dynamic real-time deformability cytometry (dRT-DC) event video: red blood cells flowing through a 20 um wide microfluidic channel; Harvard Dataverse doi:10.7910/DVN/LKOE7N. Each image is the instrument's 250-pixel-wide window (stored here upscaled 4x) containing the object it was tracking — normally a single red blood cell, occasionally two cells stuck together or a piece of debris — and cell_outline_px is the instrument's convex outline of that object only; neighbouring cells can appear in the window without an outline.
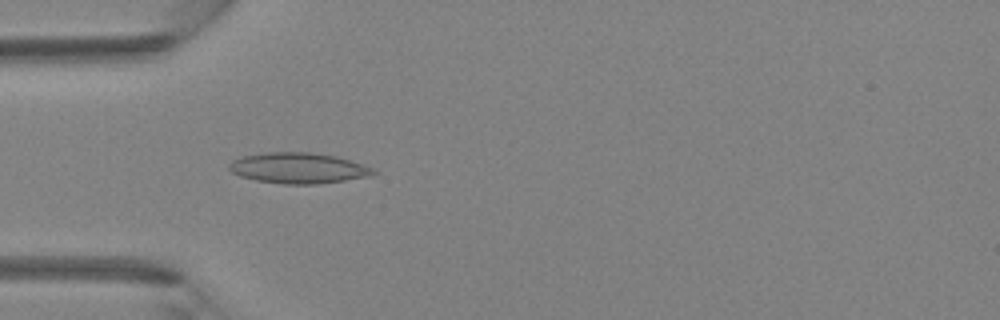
{"species": "Egyptian fruit bat (a non-hibernating species)", "species_latin": "Rousettus aegyptiacus", "temperature_condition": "room temperature", "stored_images_in_passage": 43, "camera_frame_rate_fps": 3000, "um_per_image_px": 0.085, "animal": {"sex": "female"}, "frame": {"image": 1, "passage_image": 13, "time_ms": 4.0, "image_size_px": [1000, 320], "cell_outline_px": [[380, 172], [368, 176], [344, 180], [316, 184], [284, 184], [256, 180], [240, 176], [232, 172], [228, 168], [228, 164], [232, 160], [244, 156], [268, 152], [308, 152], [336, 156], [372, 168]], "centroid_in_image_um": [25.33, 14.29], "position_along_channel_um": 59.7, "area_um2": 25.55}}
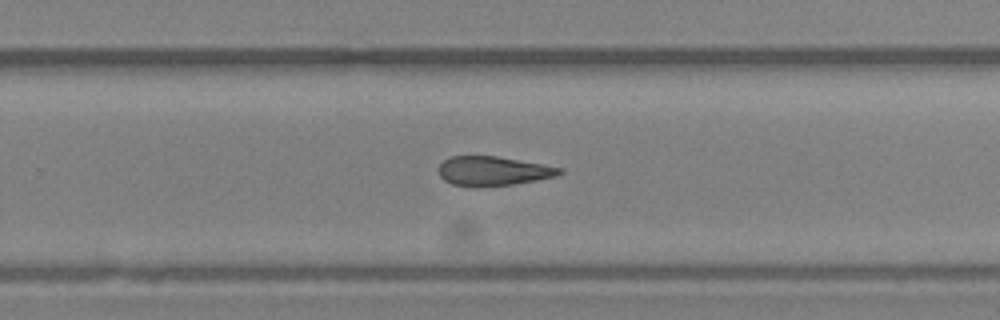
{"frame": {"image": 2, "passage_image": 28, "time_ms": 9.0, "image_size_px": [1000, 320], "cell_outline_px": [[564, 172], [556, 176], [536, 180], [512, 184], [476, 188], [452, 184], [444, 180], [440, 176], [440, 164], [444, 160], [452, 156], [496, 156], [564, 168]], "centroid_in_image_um": [41.92, 14.55], "position_along_channel_um": 287.9, "area_um2": 20.63}}
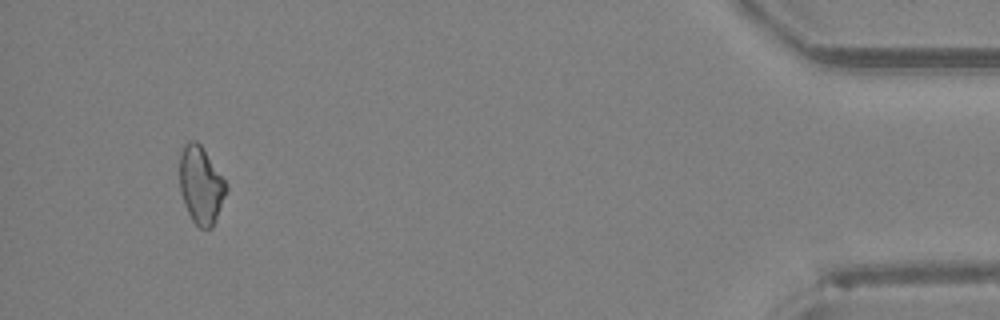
{"frame": {"image": 3, "passage_image": 41, "time_ms": 13.333, "image_size_px": [1000, 320], "cell_outline_px": [[228, 188], [212, 228], [200, 228], [192, 220], [184, 204], [180, 192], [180, 152], [184, 144], [188, 140], [196, 140], [200, 144], [228, 184]], "centroid_in_image_um": [17.07, 15.71], "position_along_channel_um": 418.1, "area_um2": 20.98}}